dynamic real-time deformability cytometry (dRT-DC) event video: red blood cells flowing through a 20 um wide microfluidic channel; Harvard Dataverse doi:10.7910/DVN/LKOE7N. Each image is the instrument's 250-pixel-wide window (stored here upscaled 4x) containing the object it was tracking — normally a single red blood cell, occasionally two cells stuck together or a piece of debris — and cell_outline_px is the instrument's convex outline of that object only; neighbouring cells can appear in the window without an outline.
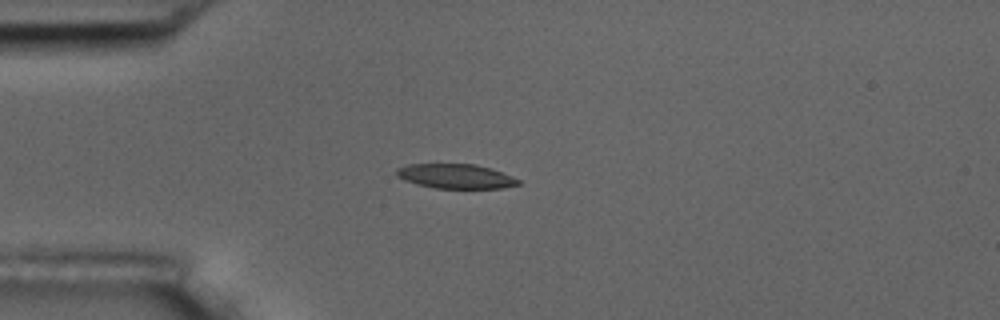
{"species": "common noctule bat (a hibernating species)", "species_latin": "Nyctalus noctula", "temperature_condition": "room temperature", "stored_images_in_passage": 14, "camera_frame_rate_fps": 3000, "um_per_image_px": 0.085, "animal": {"sex": "male", "body_mass_g": 17.5, "forearm_length_mm": 52.3}, "frame": {"image": 1, "passage_image": 3, "time_ms": 0.667, "image_size_px": [1000, 320], "cell_outline_px": [[520, 184], [504, 188], [436, 188], [416, 184], [404, 180], [396, 176], [396, 168], [408, 164], [476, 164], [492, 168], [512, 176], [520, 180]], "centroid_in_image_um": [38.73, 14.97], "position_along_channel_um": 46.3, "area_um2": 17.51}}
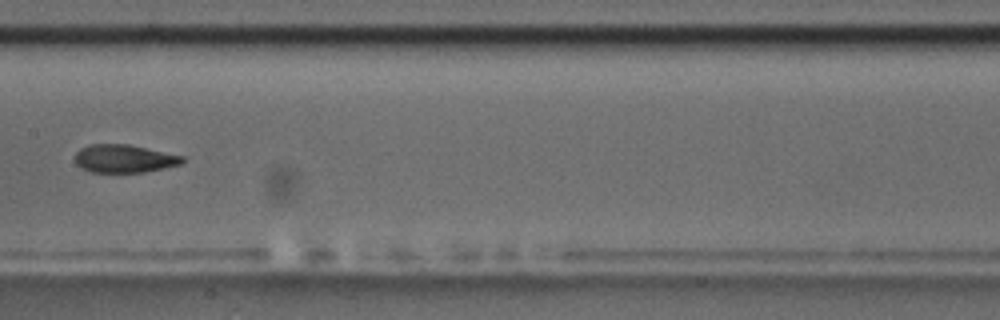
{"frame": {"image": 2, "passage_image": 7, "time_ms": 2.0, "image_size_px": [1000, 320], "cell_outline_px": [[184, 160], [180, 164], [164, 168], [144, 172], [88, 172], [80, 168], [76, 164], [76, 152], [80, 148], [88, 144], [128, 144], [184, 156]], "centroid_in_image_um": [10.52, 13.48], "position_along_channel_um": 196.9, "area_um2": 17.57}}
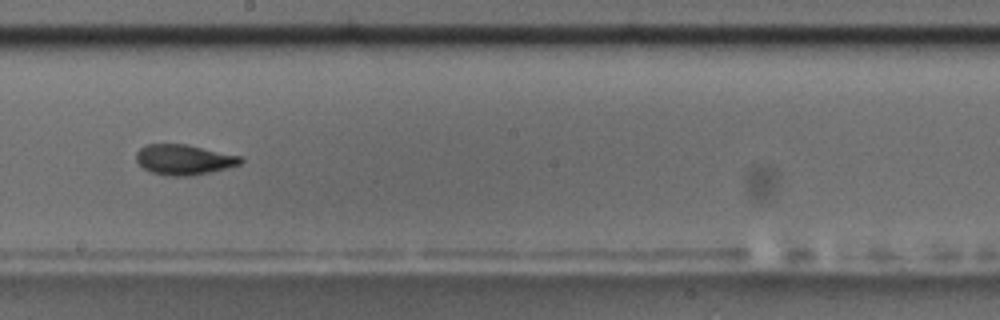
{"frame": {"image": 3, "passage_image": 8, "time_ms": 2.333, "image_size_px": [1000, 320], "cell_outline_px": [[244, 160], [240, 164], [228, 168], [212, 172], [192, 176], [168, 176], [152, 172], [144, 168], [136, 160], [136, 152], [140, 148], [148, 144], [184, 144], [240, 156]], "centroid_in_image_um": [15.64, 13.58], "position_along_channel_um": 232.6, "area_um2": 18.32}}